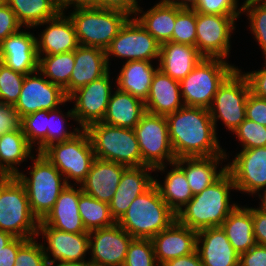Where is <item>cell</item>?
<instances>
[{
    "label": "cell",
    "instance_id": "1",
    "mask_svg": "<svg viewBox=\"0 0 266 266\" xmlns=\"http://www.w3.org/2000/svg\"><path fill=\"white\" fill-rule=\"evenodd\" d=\"M166 119L176 159L226 156V148L221 146L209 109L183 106Z\"/></svg>",
    "mask_w": 266,
    "mask_h": 266
},
{
    "label": "cell",
    "instance_id": "2",
    "mask_svg": "<svg viewBox=\"0 0 266 266\" xmlns=\"http://www.w3.org/2000/svg\"><path fill=\"white\" fill-rule=\"evenodd\" d=\"M232 192L236 193L235 183L231 174L226 171L212 185L193 195L176 214V220L196 231L220 227L239 204L237 201H232Z\"/></svg>",
    "mask_w": 266,
    "mask_h": 266
},
{
    "label": "cell",
    "instance_id": "3",
    "mask_svg": "<svg viewBox=\"0 0 266 266\" xmlns=\"http://www.w3.org/2000/svg\"><path fill=\"white\" fill-rule=\"evenodd\" d=\"M63 10L74 24L79 45L104 51L131 17L119 10L84 4L68 5Z\"/></svg>",
    "mask_w": 266,
    "mask_h": 266
},
{
    "label": "cell",
    "instance_id": "4",
    "mask_svg": "<svg viewBox=\"0 0 266 266\" xmlns=\"http://www.w3.org/2000/svg\"><path fill=\"white\" fill-rule=\"evenodd\" d=\"M30 160L32 162L27 171L21 170L16 177L25 187L32 214L40 221L52 210L67 183L42 153H36Z\"/></svg>",
    "mask_w": 266,
    "mask_h": 266
},
{
    "label": "cell",
    "instance_id": "5",
    "mask_svg": "<svg viewBox=\"0 0 266 266\" xmlns=\"http://www.w3.org/2000/svg\"><path fill=\"white\" fill-rule=\"evenodd\" d=\"M176 220L153 184L137 196L117 223L133 238L151 239Z\"/></svg>",
    "mask_w": 266,
    "mask_h": 266
},
{
    "label": "cell",
    "instance_id": "6",
    "mask_svg": "<svg viewBox=\"0 0 266 266\" xmlns=\"http://www.w3.org/2000/svg\"><path fill=\"white\" fill-rule=\"evenodd\" d=\"M39 220L32 214L24 185L16 176L0 179V230L14 237H37Z\"/></svg>",
    "mask_w": 266,
    "mask_h": 266
},
{
    "label": "cell",
    "instance_id": "7",
    "mask_svg": "<svg viewBox=\"0 0 266 266\" xmlns=\"http://www.w3.org/2000/svg\"><path fill=\"white\" fill-rule=\"evenodd\" d=\"M236 64L221 58H203L180 81L184 106L209 109L219 86L237 68Z\"/></svg>",
    "mask_w": 266,
    "mask_h": 266
},
{
    "label": "cell",
    "instance_id": "8",
    "mask_svg": "<svg viewBox=\"0 0 266 266\" xmlns=\"http://www.w3.org/2000/svg\"><path fill=\"white\" fill-rule=\"evenodd\" d=\"M90 137L95 157L126 167L142 166V157L135 132L97 122L85 129Z\"/></svg>",
    "mask_w": 266,
    "mask_h": 266
},
{
    "label": "cell",
    "instance_id": "9",
    "mask_svg": "<svg viewBox=\"0 0 266 266\" xmlns=\"http://www.w3.org/2000/svg\"><path fill=\"white\" fill-rule=\"evenodd\" d=\"M41 153L72 185H80L86 179L96 158L85 129L65 142L49 145Z\"/></svg>",
    "mask_w": 266,
    "mask_h": 266
},
{
    "label": "cell",
    "instance_id": "10",
    "mask_svg": "<svg viewBox=\"0 0 266 266\" xmlns=\"http://www.w3.org/2000/svg\"><path fill=\"white\" fill-rule=\"evenodd\" d=\"M249 93L248 80L237 67L219 86L209 108L217 134L219 121L229 133H233L244 122Z\"/></svg>",
    "mask_w": 266,
    "mask_h": 266
},
{
    "label": "cell",
    "instance_id": "11",
    "mask_svg": "<svg viewBox=\"0 0 266 266\" xmlns=\"http://www.w3.org/2000/svg\"><path fill=\"white\" fill-rule=\"evenodd\" d=\"M242 15H216L196 12V48L204 58L228 60L231 39L238 32L237 21ZM233 35V36H232Z\"/></svg>",
    "mask_w": 266,
    "mask_h": 266
},
{
    "label": "cell",
    "instance_id": "12",
    "mask_svg": "<svg viewBox=\"0 0 266 266\" xmlns=\"http://www.w3.org/2000/svg\"><path fill=\"white\" fill-rule=\"evenodd\" d=\"M105 54L109 68L111 61L120 59V63L135 60L158 62L160 43L135 17H130L107 47Z\"/></svg>",
    "mask_w": 266,
    "mask_h": 266
},
{
    "label": "cell",
    "instance_id": "13",
    "mask_svg": "<svg viewBox=\"0 0 266 266\" xmlns=\"http://www.w3.org/2000/svg\"><path fill=\"white\" fill-rule=\"evenodd\" d=\"M142 157V166L154 169L174 163L176 157L169 140L166 116L145 113L133 128Z\"/></svg>",
    "mask_w": 266,
    "mask_h": 266
},
{
    "label": "cell",
    "instance_id": "14",
    "mask_svg": "<svg viewBox=\"0 0 266 266\" xmlns=\"http://www.w3.org/2000/svg\"><path fill=\"white\" fill-rule=\"evenodd\" d=\"M238 148L235 155L224 150L227 171L233 178L236 192L254 199L266 189V146L237 151Z\"/></svg>",
    "mask_w": 266,
    "mask_h": 266
},
{
    "label": "cell",
    "instance_id": "15",
    "mask_svg": "<svg viewBox=\"0 0 266 266\" xmlns=\"http://www.w3.org/2000/svg\"><path fill=\"white\" fill-rule=\"evenodd\" d=\"M110 71L112 70L68 97L70 104H73L76 121L82 129L93 123L102 122L105 117L110 96L116 88V78L111 77L114 72Z\"/></svg>",
    "mask_w": 266,
    "mask_h": 266
},
{
    "label": "cell",
    "instance_id": "16",
    "mask_svg": "<svg viewBox=\"0 0 266 266\" xmlns=\"http://www.w3.org/2000/svg\"><path fill=\"white\" fill-rule=\"evenodd\" d=\"M65 91L50 82L39 70L25 75L21 93L14 105L20 118L41 110H53L68 105Z\"/></svg>",
    "mask_w": 266,
    "mask_h": 266
},
{
    "label": "cell",
    "instance_id": "17",
    "mask_svg": "<svg viewBox=\"0 0 266 266\" xmlns=\"http://www.w3.org/2000/svg\"><path fill=\"white\" fill-rule=\"evenodd\" d=\"M37 237L42 238L48 265L89 260V232L68 233L50 227L40 220Z\"/></svg>",
    "mask_w": 266,
    "mask_h": 266
},
{
    "label": "cell",
    "instance_id": "18",
    "mask_svg": "<svg viewBox=\"0 0 266 266\" xmlns=\"http://www.w3.org/2000/svg\"><path fill=\"white\" fill-rule=\"evenodd\" d=\"M134 238L117 222L89 232V261L94 266H123Z\"/></svg>",
    "mask_w": 266,
    "mask_h": 266
},
{
    "label": "cell",
    "instance_id": "19",
    "mask_svg": "<svg viewBox=\"0 0 266 266\" xmlns=\"http://www.w3.org/2000/svg\"><path fill=\"white\" fill-rule=\"evenodd\" d=\"M34 31L33 28L23 27L4 39L0 43V61L24 75L37 71L39 56Z\"/></svg>",
    "mask_w": 266,
    "mask_h": 266
},
{
    "label": "cell",
    "instance_id": "20",
    "mask_svg": "<svg viewBox=\"0 0 266 266\" xmlns=\"http://www.w3.org/2000/svg\"><path fill=\"white\" fill-rule=\"evenodd\" d=\"M46 26V27H45ZM40 29H39V28ZM41 27L44 28L41 30ZM38 55H54L74 51L78 40L74 24L68 14L62 10L56 17L35 26ZM38 33V35H37Z\"/></svg>",
    "mask_w": 266,
    "mask_h": 266
},
{
    "label": "cell",
    "instance_id": "21",
    "mask_svg": "<svg viewBox=\"0 0 266 266\" xmlns=\"http://www.w3.org/2000/svg\"><path fill=\"white\" fill-rule=\"evenodd\" d=\"M155 258L160 266L168 260L196 251L197 231L175 220L169 227L151 238Z\"/></svg>",
    "mask_w": 266,
    "mask_h": 266
},
{
    "label": "cell",
    "instance_id": "22",
    "mask_svg": "<svg viewBox=\"0 0 266 266\" xmlns=\"http://www.w3.org/2000/svg\"><path fill=\"white\" fill-rule=\"evenodd\" d=\"M154 168L127 167L122 173L116 192L109 203L112 217L117 222L128 210L132 201L154 184Z\"/></svg>",
    "mask_w": 266,
    "mask_h": 266
},
{
    "label": "cell",
    "instance_id": "23",
    "mask_svg": "<svg viewBox=\"0 0 266 266\" xmlns=\"http://www.w3.org/2000/svg\"><path fill=\"white\" fill-rule=\"evenodd\" d=\"M203 266H239L240 254L221 227L197 231V247Z\"/></svg>",
    "mask_w": 266,
    "mask_h": 266
},
{
    "label": "cell",
    "instance_id": "24",
    "mask_svg": "<svg viewBox=\"0 0 266 266\" xmlns=\"http://www.w3.org/2000/svg\"><path fill=\"white\" fill-rule=\"evenodd\" d=\"M80 185L67 184L58 196L52 210L42 220L46 225L68 233L87 232L79 214Z\"/></svg>",
    "mask_w": 266,
    "mask_h": 266
},
{
    "label": "cell",
    "instance_id": "25",
    "mask_svg": "<svg viewBox=\"0 0 266 266\" xmlns=\"http://www.w3.org/2000/svg\"><path fill=\"white\" fill-rule=\"evenodd\" d=\"M126 168L112 161L95 158L86 179L80 184L82 191L109 204Z\"/></svg>",
    "mask_w": 266,
    "mask_h": 266
},
{
    "label": "cell",
    "instance_id": "26",
    "mask_svg": "<svg viewBox=\"0 0 266 266\" xmlns=\"http://www.w3.org/2000/svg\"><path fill=\"white\" fill-rule=\"evenodd\" d=\"M154 173L164 175L163 180L161 176L159 180V174H154V185L169 208L177 214L193 197L185 172L174 162L156 167Z\"/></svg>",
    "mask_w": 266,
    "mask_h": 266
},
{
    "label": "cell",
    "instance_id": "27",
    "mask_svg": "<svg viewBox=\"0 0 266 266\" xmlns=\"http://www.w3.org/2000/svg\"><path fill=\"white\" fill-rule=\"evenodd\" d=\"M175 163L185 172L193 195L212 185L227 171V156L184 157L177 158Z\"/></svg>",
    "mask_w": 266,
    "mask_h": 266
},
{
    "label": "cell",
    "instance_id": "28",
    "mask_svg": "<svg viewBox=\"0 0 266 266\" xmlns=\"http://www.w3.org/2000/svg\"><path fill=\"white\" fill-rule=\"evenodd\" d=\"M109 70L104 50L79 45L75 49V63L68 84V97L79 88L104 76Z\"/></svg>",
    "mask_w": 266,
    "mask_h": 266
},
{
    "label": "cell",
    "instance_id": "29",
    "mask_svg": "<svg viewBox=\"0 0 266 266\" xmlns=\"http://www.w3.org/2000/svg\"><path fill=\"white\" fill-rule=\"evenodd\" d=\"M145 102L147 113L159 116L172 114L184 106L180 82L172 79L159 69L153 76Z\"/></svg>",
    "mask_w": 266,
    "mask_h": 266
},
{
    "label": "cell",
    "instance_id": "30",
    "mask_svg": "<svg viewBox=\"0 0 266 266\" xmlns=\"http://www.w3.org/2000/svg\"><path fill=\"white\" fill-rule=\"evenodd\" d=\"M203 58L196 46L168 41L160 44L158 69L180 82Z\"/></svg>",
    "mask_w": 266,
    "mask_h": 266
},
{
    "label": "cell",
    "instance_id": "31",
    "mask_svg": "<svg viewBox=\"0 0 266 266\" xmlns=\"http://www.w3.org/2000/svg\"><path fill=\"white\" fill-rule=\"evenodd\" d=\"M120 64L122 66L117 75L115 73L116 87L145 101L153 76L158 70V62L135 60Z\"/></svg>",
    "mask_w": 266,
    "mask_h": 266
},
{
    "label": "cell",
    "instance_id": "32",
    "mask_svg": "<svg viewBox=\"0 0 266 266\" xmlns=\"http://www.w3.org/2000/svg\"><path fill=\"white\" fill-rule=\"evenodd\" d=\"M35 154V148L21 128L0 135V173L3 176H16L24 168L21 164Z\"/></svg>",
    "mask_w": 266,
    "mask_h": 266
},
{
    "label": "cell",
    "instance_id": "33",
    "mask_svg": "<svg viewBox=\"0 0 266 266\" xmlns=\"http://www.w3.org/2000/svg\"><path fill=\"white\" fill-rule=\"evenodd\" d=\"M146 113L145 102L130 93L112 91L103 123L133 129Z\"/></svg>",
    "mask_w": 266,
    "mask_h": 266
},
{
    "label": "cell",
    "instance_id": "34",
    "mask_svg": "<svg viewBox=\"0 0 266 266\" xmlns=\"http://www.w3.org/2000/svg\"><path fill=\"white\" fill-rule=\"evenodd\" d=\"M220 227L239 254L257 245L253 229L252 206L247 203L242 205L239 202Z\"/></svg>",
    "mask_w": 266,
    "mask_h": 266
},
{
    "label": "cell",
    "instance_id": "35",
    "mask_svg": "<svg viewBox=\"0 0 266 266\" xmlns=\"http://www.w3.org/2000/svg\"><path fill=\"white\" fill-rule=\"evenodd\" d=\"M146 11L138 6L135 18L160 44L172 39L173 28L176 20V6L161 0Z\"/></svg>",
    "mask_w": 266,
    "mask_h": 266
},
{
    "label": "cell",
    "instance_id": "36",
    "mask_svg": "<svg viewBox=\"0 0 266 266\" xmlns=\"http://www.w3.org/2000/svg\"><path fill=\"white\" fill-rule=\"evenodd\" d=\"M7 5L16 14L18 22L29 28L56 17L63 10L56 0H7Z\"/></svg>",
    "mask_w": 266,
    "mask_h": 266
},
{
    "label": "cell",
    "instance_id": "37",
    "mask_svg": "<svg viewBox=\"0 0 266 266\" xmlns=\"http://www.w3.org/2000/svg\"><path fill=\"white\" fill-rule=\"evenodd\" d=\"M38 56V70L50 82L62 88L68 97V84L75 63V50L54 55Z\"/></svg>",
    "mask_w": 266,
    "mask_h": 266
},
{
    "label": "cell",
    "instance_id": "38",
    "mask_svg": "<svg viewBox=\"0 0 266 266\" xmlns=\"http://www.w3.org/2000/svg\"><path fill=\"white\" fill-rule=\"evenodd\" d=\"M79 214L87 232L112 226L116 223L109 204L82 192L78 203Z\"/></svg>",
    "mask_w": 266,
    "mask_h": 266
},
{
    "label": "cell",
    "instance_id": "39",
    "mask_svg": "<svg viewBox=\"0 0 266 266\" xmlns=\"http://www.w3.org/2000/svg\"><path fill=\"white\" fill-rule=\"evenodd\" d=\"M66 111L62 106L48 111L47 147L55 143L65 142L82 130L76 121L73 109L70 108ZM68 121H74L75 125Z\"/></svg>",
    "mask_w": 266,
    "mask_h": 266
},
{
    "label": "cell",
    "instance_id": "40",
    "mask_svg": "<svg viewBox=\"0 0 266 266\" xmlns=\"http://www.w3.org/2000/svg\"><path fill=\"white\" fill-rule=\"evenodd\" d=\"M246 15L249 34L266 57V2L243 1L242 16Z\"/></svg>",
    "mask_w": 266,
    "mask_h": 266
},
{
    "label": "cell",
    "instance_id": "41",
    "mask_svg": "<svg viewBox=\"0 0 266 266\" xmlns=\"http://www.w3.org/2000/svg\"><path fill=\"white\" fill-rule=\"evenodd\" d=\"M48 111L41 110L21 118V129L28 142L41 153L47 147Z\"/></svg>",
    "mask_w": 266,
    "mask_h": 266
},
{
    "label": "cell",
    "instance_id": "42",
    "mask_svg": "<svg viewBox=\"0 0 266 266\" xmlns=\"http://www.w3.org/2000/svg\"><path fill=\"white\" fill-rule=\"evenodd\" d=\"M174 43L196 44V11L194 9L176 6V20L173 28L172 39Z\"/></svg>",
    "mask_w": 266,
    "mask_h": 266
},
{
    "label": "cell",
    "instance_id": "43",
    "mask_svg": "<svg viewBox=\"0 0 266 266\" xmlns=\"http://www.w3.org/2000/svg\"><path fill=\"white\" fill-rule=\"evenodd\" d=\"M24 79V74L13 71L0 61V102L15 105Z\"/></svg>",
    "mask_w": 266,
    "mask_h": 266
},
{
    "label": "cell",
    "instance_id": "44",
    "mask_svg": "<svg viewBox=\"0 0 266 266\" xmlns=\"http://www.w3.org/2000/svg\"><path fill=\"white\" fill-rule=\"evenodd\" d=\"M238 140L239 150L266 146V126L245 119L231 134Z\"/></svg>",
    "mask_w": 266,
    "mask_h": 266
},
{
    "label": "cell",
    "instance_id": "45",
    "mask_svg": "<svg viewBox=\"0 0 266 266\" xmlns=\"http://www.w3.org/2000/svg\"><path fill=\"white\" fill-rule=\"evenodd\" d=\"M123 266H159L151 239L134 238L129 244Z\"/></svg>",
    "mask_w": 266,
    "mask_h": 266
},
{
    "label": "cell",
    "instance_id": "46",
    "mask_svg": "<svg viewBox=\"0 0 266 266\" xmlns=\"http://www.w3.org/2000/svg\"><path fill=\"white\" fill-rule=\"evenodd\" d=\"M38 237L27 239L18 249L14 266H49Z\"/></svg>",
    "mask_w": 266,
    "mask_h": 266
},
{
    "label": "cell",
    "instance_id": "47",
    "mask_svg": "<svg viewBox=\"0 0 266 266\" xmlns=\"http://www.w3.org/2000/svg\"><path fill=\"white\" fill-rule=\"evenodd\" d=\"M197 13L216 15H242L240 0H200L193 8Z\"/></svg>",
    "mask_w": 266,
    "mask_h": 266
},
{
    "label": "cell",
    "instance_id": "48",
    "mask_svg": "<svg viewBox=\"0 0 266 266\" xmlns=\"http://www.w3.org/2000/svg\"><path fill=\"white\" fill-rule=\"evenodd\" d=\"M262 58L264 63H262V67L260 69L246 72L245 70H242V67L240 66L239 69L248 80L250 92L257 97L266 99V57Z\"/></svg>",
    "mask_w": 266,
    "mask_h": 266
},
{
    "label": "cell",
    "instance_id": "49",
    "mask_svg": "<svg viewBox=\"0 0 266 266\" xmlns=\"http://www.w3.org/2000/svg\"><path fill=\"white\" fill-rule=\"evenodd\" d=\"M141 0H83L84 5L96 6L104 9L119 10L131 17L135 16Z\"/></svg>",
    "mask_w": 266,
    "mask_h": 266
},
{
    "label": "cell",
    "instance_id": "50",
    "mask_svg": "<svg viewBox=\"0 0 266 266\" xmlns=\"http://www.w3.org/2000/svg\"><path fill=\"white\" fill-rule=\"evenodd\" d=\"M21 28L14 11L7 4L0 6V43Z\"/></svg>",
    "mask_w": 266,
    "mask_h": 266
},
{
    "label": "cell",
    "instance_id": "51",
    "mask_svg": "<svg viewBox=\"0 0 266 266\" xmlns=\"http://www.w3.org/2000/svg\"><path fill=\"white\" fill-rule=\"evenodd\" d=\"M21 128V118L14 105L0 102V135Z\"/></svg>",
    "mask_w": 266,
    "mask_h": 266
},
{
    "label": "cell",
    "instance_id": "52",
    "mask_svg": "<svg viewBox=\"0 0 266 266\" xmlns=\"http://www.w3.org/2000/svg\"><path fill=\"white\" fill-rule=\"evenodd\" d=\"M246 118L266 126V99L248 94L246 103Z\"/></svg>",
    "mask_w": 266,
    "mask_h": 266
},
{
    "label": "cell",
    "instance_id": "53",
    "mask_svg": "<svg viewBox=\"0 0 266 266\" xmlns=\"http://www.w3.org/2000/svg\"><path fill=\"white\" fill-rule=\"evenodd\" d=\"M239 266H266V246L257 244L241 253Z\"/></svg>",
    "mask_w": 266,
    "mask_h": 266
},
{
    "label": "cell",
    "instance_id": "54",
    "mask_svg": "<svg viewBox=\"0 0 266 266\" xmlns=\"http://www.w3.org/2000/svg\"><path fill=\"white\" fill-rule=\"evenodd\" d=\"M253 229L258 245L266 246V212L252 206Z\"/></svg>",
    "mask_w": 266,
    "mask_h": 266
},
{
    "label": "cell",
    "instance_id": "55",
    "mask_svg": "<svg viewBox=\"0 0 266 266\" xmlns=\"http://www.w3.org/2000/svg\"><path fill=\"white\" fill-rule=\"evenodd\" d=\"M27 239L15 237L0 250V266H14L19 247Z\"/></svg>",
    "mask_w": 266,
    "mask_h": 266
},
{
    "label": "cell",
    "instance_id": "56",
    "mask_svg": "<svg viewBox=\"0 0 266 266\" xmlns=\"http://www.w3.org/2000/svg\"><path fill=\"white\" fill-rule=\"evenodd\" d=\"M160 266H203L197 251L192 254L166 261Z\"/></svg>",
    "mask_w": 266,
    "mask_h": 266
},
{
    "label": "cell",
    "instance_id": "57",
    "mask_svg": "<svg viewBox=\"0 0 266 266\" xmlns=\"http://www.w3.org/2000/svg\"><path fill=\"white\" fill-rule=\"evenodd\" d=\"M167 4H172L180 8L193 9L200 0H161Z\"/></svg>",
    "mask_w": 266,
    "mask_h": 266
},
{
    "label": "cell",
    "instance_id": "58",
    "mask_svg": "<svg viewBox=\"0 0 266 266\" xmlns=\"http://www.w3.org/2000/svg\"><path fill=\"white\" fill-rule=\"evenodd\" d=\"M14 238L15 237L12 234L0 230V250L9 244Z\"/></svg>",
    "mask_w": 266,
    "mask_h": 266
},
{
    "label": "cell",
    "instance_id": "59",
    "mask_svg": "<svg viewBox=\"0 0 266 266\" xmlns=\"http://www.w3.org/2000/svg\"><path fill=\"white\" fill-rule=\"evenodd\" d=\"M49 266H94L89 260L79 262H59Z\"/></svg>",
    "mask_w": 266,
    "mask_h": 266
},
{
    "label": "cell",
    "instance_id": "60",
    "mask_svg": "<svg viewBox=\"0 0 266 266\" xmlns=\"http://www.w3.org/2000/svg\"><path fill=\"white\" fill-rule=\"evenodd\" d=\"M259 199V204H257L258 208L262 211L266 212V189L261 191L255 198Z\"/></svg>",
    "mask_w": 266,
    "mask_h": 266
},
{
    "label": "cell",
    "instance_id": "61",
    "mask_svg": "<svg viewBox=\"0 0 266 266\" xmlns=\"http://www.w3.org/2000/svg\"><path fill=\"white\" fill-rule=\"evenodd\" d=\"M62 8L72 4H83V0H56Z\"/></svg>",
    "mask_w": 266,
    "mask_h": 266
},
{
    "label": "cell",
    "instance_id": "62",
    "mask_svg": "<svg viewBox=\"0 0 266 266\" xmlns=\"http://www.w3.org/2000/svg\"><path fill=\"white\" fill-rule=\"evenodd\" d=\"M7 4V0H0V6L6 5Z\"/></svg>",
    "mask_w": 266,
    "mask_h": 266
},
{
    "label": "cell",
    "instance_id": "63",
    "mask_svg": "<svg viewBox=\"0 0 266 266\" xmlns=\"http://www.w3.org/2000/svg\"><path fill=\"white\" fill-rule=\"evenodd\" d=\"M244 1L266 2V0H244Z\"/></svg>",
    "mask_w": 266,
    "mask_h": 266
}]
</instances>
